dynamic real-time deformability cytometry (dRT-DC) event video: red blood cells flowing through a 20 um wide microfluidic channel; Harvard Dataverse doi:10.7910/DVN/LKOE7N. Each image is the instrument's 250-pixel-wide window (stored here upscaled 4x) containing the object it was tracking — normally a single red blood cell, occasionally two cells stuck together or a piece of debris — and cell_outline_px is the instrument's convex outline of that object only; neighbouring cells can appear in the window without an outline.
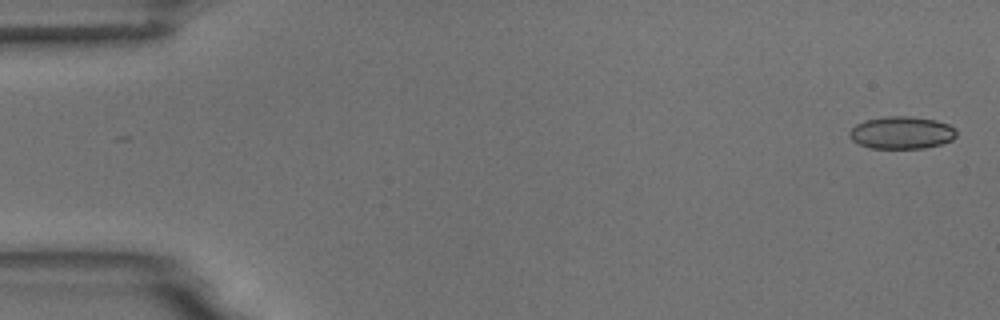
{"species": "common noctule bat (a hibernating species)", "species_latin": "Nyctalus noctula", "temperature_condition": "room temperature", "stored_images_in_passage": 4, "camera_frame_rate_fps": 3000, "um_per_image_px": 0.085, "animal": {"sex": "male", "body_mass_g": 18.8}, "frame": {"image": 1, "passage_image": 1, "time_ms": 0.0, "image_size_px": [1000, 320], "cell_outline_px": [[956, 136], [952, 140], [940, 144], [924, 148], [868, 148], [852, 140], [848, 136], [848, 132], [856, 124], [864, 120], [884, 116], [912, 116], [936, 120], [948, 124], [956, 128]], "centroid_in_image_um": [76.63, 11.27], "position_along_channel_um": 8.4, "area_um2": 20.4}}
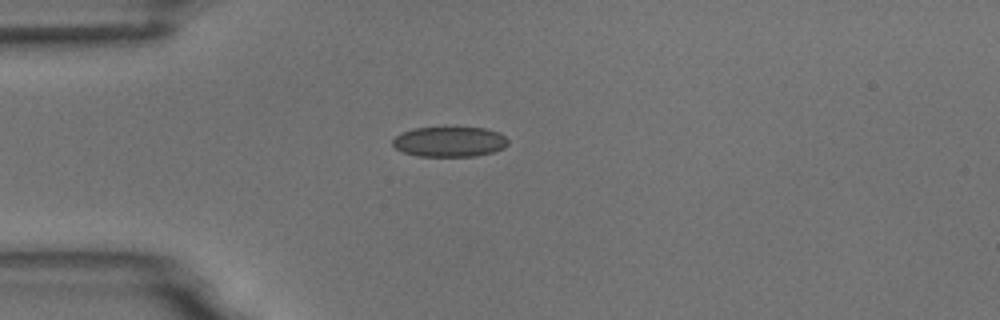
{"frame": {"image": 2, "passage_image": 4, "time_ms": 4.333, "image_size_px": [1000, 320], "cell_outline_px": [[508, 144], [504, 148], [492, 152], [476, 156], [416, 156], [404, 152], [396, 148], [392, 144], [392, 140], [400, 132], [416, 128], [484, 128], [500, 132], [508, 140]], "centroid_in_image_um": [38.21, 12.05], "position_along_channel_um": 46.8, "area_um2": 20.23}}